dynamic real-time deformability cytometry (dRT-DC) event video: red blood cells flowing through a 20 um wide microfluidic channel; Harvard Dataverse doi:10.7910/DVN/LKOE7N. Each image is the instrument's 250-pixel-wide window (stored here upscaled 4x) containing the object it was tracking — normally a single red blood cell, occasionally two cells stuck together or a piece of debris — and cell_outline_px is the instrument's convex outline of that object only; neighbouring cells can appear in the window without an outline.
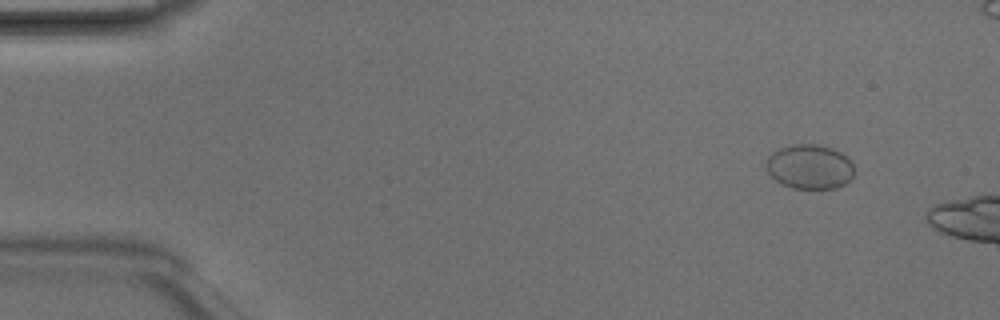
{"species": "Egyptian fruit bat (a non-hibernating species)", "species_latin": "Rousettus aegyptiacus", "temperature_condition": "room temperature", "stored_images_in_passage": 2, "camera_frame_rate_fps": 3000, "um_per_image_px": 0.085, "animal": {"sex": "male"}, "frame": {"image": 1, "passage_image": 1, "time_ms": 0.0, "image_size_px": [1000, 320], "cell_outline_px": [[852, 176], [844, 184], [836, 188], [792, 188], [780, 184], [768, 172], [768, 156], [772, 152], [780, 148], [792, 144], [816, 144], [832, 148], [840, 152], [852, 164]], "centroid_in_image_um": [68.8, 14.17], "position_along_channel_um": 16.2, "area_um2": 22.48}}